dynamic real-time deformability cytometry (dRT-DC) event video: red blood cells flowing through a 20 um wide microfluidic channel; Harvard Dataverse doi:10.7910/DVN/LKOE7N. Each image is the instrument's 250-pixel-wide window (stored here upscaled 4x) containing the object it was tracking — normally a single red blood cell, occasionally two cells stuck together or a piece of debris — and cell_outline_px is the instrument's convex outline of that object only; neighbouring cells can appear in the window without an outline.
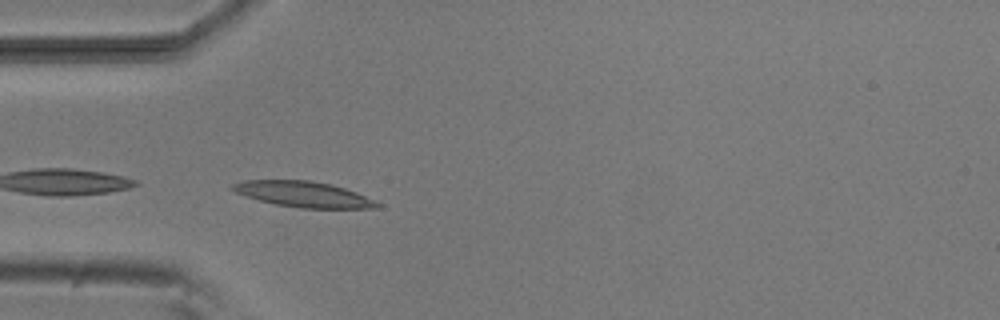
{"species": "common noctule bat (a hibernating species)", "species_latin": "Nyctalus noctula", "temperature_condition": "room temperature", "stored_images_in_passage": 29, "camera_frame_rate_fps": 3000, "um_per_image_px": 0.085, "animal": {"sex": "male", "body_mass_g": 20.5, "forearm_length_mm": 52.5}, "frame": {"image": 1, "passage_image": 1, "time_ms": 0.0, "image_size_px": [1000, 320], "cell_outline_px": [[380, 208], [300, 208], [276, 204], [260, 200], [236, 192], [228, 188], [232, 184], [244, 180], [308, 180], [332, 184], [356, 192], [376, 200], [380, 204]], "centroid_in_image_um": [25.82, 16.51], "position_along_channel_um": 59.2, "area_um2": 21.56}}
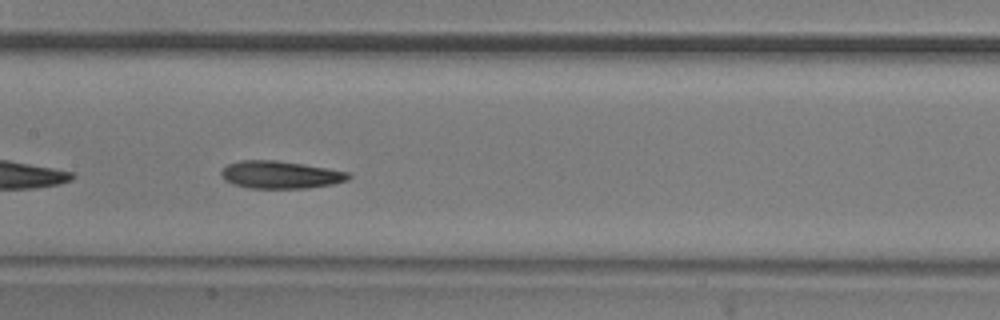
{"frame": {"image": 2, "passage_image": 11, "time_ms": 3.333, "image_size_px": [1000, 320], "cell_outline_px": [[352, 176], [348, 180], [332, 184], [308, 188], [248, 188], [232, 184], [224, 180], [220, 172], [228, 164], [240, 160], [276, 160], [304, 164], [328, 168], [348, 172]], "centroid_in_image_um": [23.83, 14.85], "position_along_channel_um": 183.6, "area_um2": 20.52}}
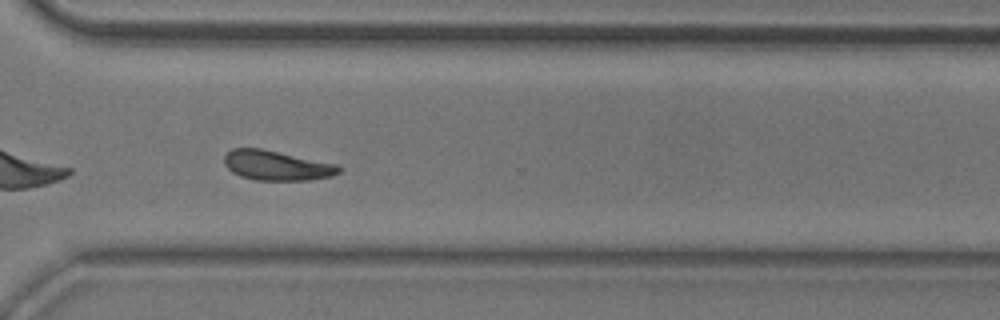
{"frame": {"image": 3, "passage_image": 24, "time_ms": 7.667, "image_size_px": [1000, 320], "cell_outline_px": [[344, 168], [340, 172], [332, 176], [312, 180], [256, 180], [240, 176], [232, 172], [224, 164], [224, 156], [232, 148], [260, 148], [336, 164]], "centroid_in_image_um": [23.52, 14.07], "position_along_channel_um": 347.1, "area_um2": 19.88}, "authors_computed_cell_mechanics": {"area_um2": 19.9988, "velocity_mm_per_s": 3.7946, "shape_relaxation_time_tau1_ms": 4.3115, "shape_relaxation_time_tau2_ms": 3.9043, "deformation_change_tau1": 0.1236, "deformation_change_tau2": 0.1092}}